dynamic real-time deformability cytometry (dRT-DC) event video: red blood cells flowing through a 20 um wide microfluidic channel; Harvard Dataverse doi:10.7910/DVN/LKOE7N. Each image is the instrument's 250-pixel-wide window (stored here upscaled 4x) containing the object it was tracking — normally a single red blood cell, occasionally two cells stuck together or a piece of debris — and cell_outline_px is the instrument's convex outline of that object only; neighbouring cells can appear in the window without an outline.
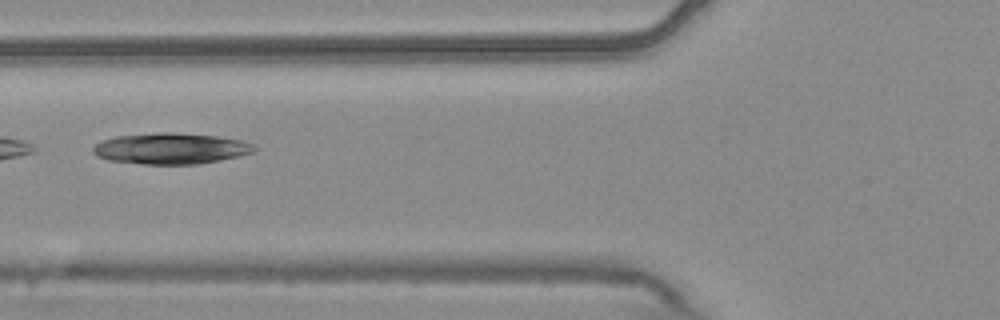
{"species": "common noctule bat (a hibernating species)", "species_latin": "Nyctalus noctula", "temperature_condition": "warm", "stored_images_in_passage": 9, "camera_frame_rate_fps": 3000, "um_per_image_px": 0.085, "animal": {"sex": "male", "body_mass_g": 20.4}, "frame": {"image": 1, "passage_image": 6, "time_ms": 1.667, "image_size_px": [1000, 320], "cell_outline_px": [[256, 152], [240, 156], [220, 160], [196, 164], [144, 164], [108, 160], [96, 156], [92, 152], [92, 148], [100, 140], [116, 136], [160, 132], [172, 132], [216, 136], [240, 140], [252, 144], [256, 148]], "centroid_in_image_um": [14.49, 12.62], "position_along_channel_um": 111.3, "area_um2": 29.25}}
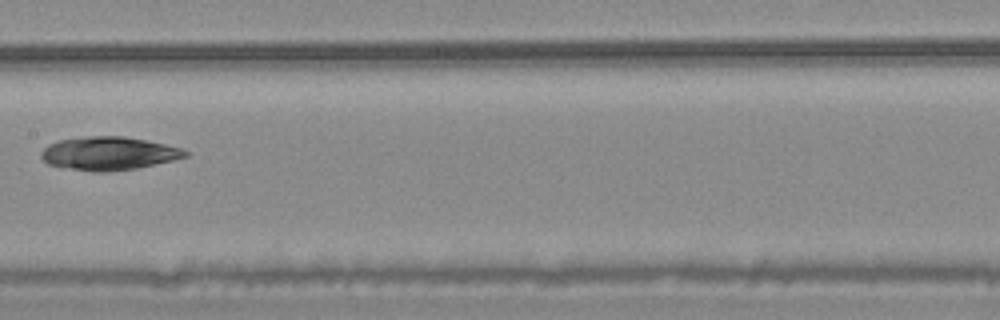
{"frame": {"image": 2, "passage_image": 8, "time_ms": 2.333, "image_size_px": [1000, 320], "cell_outline_px": [[188, 156], [172, 160], [136, 168], [108, 172], [92, 172], [64, 168], [48, 164], [40, 156], [40, 152], [48, 144], [60, 140], [88, 136], [124, 136], [164, 144], [180, 148], [188, 152]], "centroid_in_image_um": [9.19, 13.05], "position_along_channel_um": 198.2, "area_um2": 27.86}}
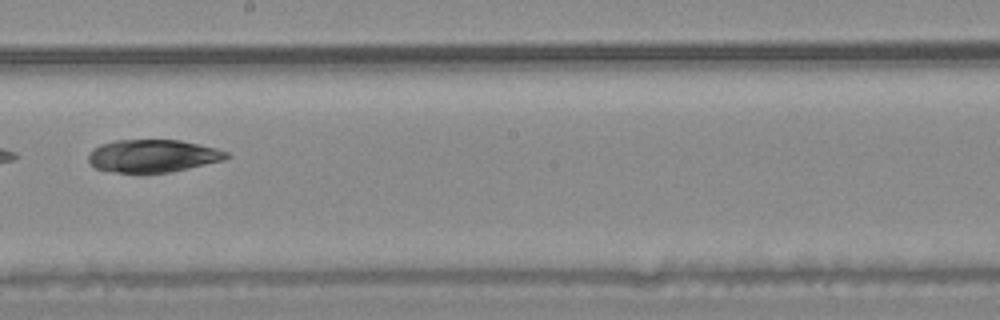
{"frame": {"image": 3, "passage_image": 9, "time_ms": 2.667, "image_size_px": [1000, 320], "cell_outline_px": [[232, 156], [224, 160], [172, 172], [116, 172], [96, 168], [88, 160], [88, 156], [100, 144], [116, 140], [180, 140], [216, 148], [228, 152]], "centroid_in_image_um": [13.05, 13.25], "position_along_channel_um": 235.2, "area_um2": 26.07}}